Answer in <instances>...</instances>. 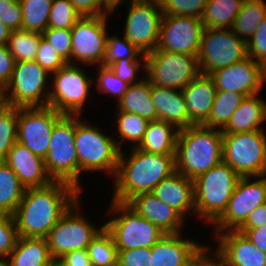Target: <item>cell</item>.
<instances>
[{"instance_id": "6da1fadb", "label": "cell", "mask_w": 266, "mask_h": 266, "mask_svg": "<svg viewBox=\"0 0 266 266\" xmlns=\"http://www.w3.org/2000/svg\"><path fill=\"white\" fill-rule=\"evenodd\" d=\"M81 192L63 181L41 188L25 189L13 214L18 237L46 238Z\"/></svg>"}, {"instance_id": "7a4b0ae2", "label": "cell", "mask_w": 266, "mask_h": 266, "mask_svg": "<svg viewBox=\"0 0 266 266\" xmlns=\"http://www.w3.org/2000/svg\"><path fill=\"white\" fill-rule=\"evenodd\" d=\"M127 155L120 151L113 201L127 203L136 195L152 193L163 179L176 172L175 155L148 153L137 147Z\"/></svg>"}, {"instance_id": "3957f363", "label": "cell", "mask_w": 266, "mask_h": 266, "mask_svg": "<svg viewBox=\"0 0 266 266\" xmlns=\"http://www.w3.org/2000/svg\"><path fill=\"white\" fill-rule=\"evenodd\" d=\"M176 171L194 180L223 162L220 129L192 125L180 130L175 153Z\"/></svg>"}, {"instance_id": "277c9868", "label": "cell", "mask_w": 266, "mask_h": 266, "mask_svg": "<svg viewBox=\"0 0 266 266\" xmlns=\"http://www.w3.org/2000/svg\"><path fill=\"white\" fill-rule=\"evenodd\" d=\"M75 148L79 161V178L82 173L103 172L114 178L118 169L120 150L115 137L106 135L98 126L89 125L77 115Z\"/></svg>"}, {"instance_id": "5b68a950", "label": "cell", "mask_w": 266, "mask_h": 266, "mask_svg": "<svg viewBox=\"0 0 266 266\" xmlns=\"http://www.w3.org/2000/svg\"><path fill=\"white\" fill-rule=\"evenodd\" d=\"M239 179L240 176L224 162L195 178L194 216L212 224L226 209Z\"/></svg>"}, {"instance_id": "8992f818", "label": "cell", "mask_w": 266, "mask_h": 266, "mask_svg": "<svg viewBox=\"0 0 266 266\" xmlns=\"http://www.w3.org/2000/svg\"><path fill=\"white\" fill-rule=\"evenodd\" d=\"M77 115H64L51 133L48 154L44 159L46 170L53 181H63L82 190L79 184V161L75 148Z\"/></svg>"}, {"instance_id": "52a82bcc", "label": "cell", "mask_w": 266, "mask_h": 266, "mask_svg": "<svg viewBox=\"0 0 266 266\" xmlns=\"http://www.w3.org/2000/svg\"><path fill=\"white\" fill-rule=\"evenodd\" d=\"M109 207L107 214L116 215L117 213V217L105 222L104 226L111 233L118 250L151 248L165 234L155 224L138 215L126 203L112 200Z\"/></svg>"}, {"instance_id": "ba28073f", "label": "cell", "mask_w": 266, "mask_h": 266, "mask_svg": "<svg viewBox=\"0 0 266 266\" xmlns=\"http://www.w3.org/2000/svg\"><path fill=\"white\" fill-rule=\"evenodd\" d=\"M223 162L240 177L266 175L264 131L223 134Z\"/></svg>"}, {"instance_id": "9c48e42d", "label": "cell", "mask_w": 266, "mask_h": 266, "mask_svg": "<svg viewBox=\"0 0 266 266\" xmlns=\"http://www.w3.org/2000/svg\"><path fill=\"white\" fill-rule=\"evenodd\" d=\"M49 106L63 115H80L84 111L94 79L87 76L85 69L67 63L51 74ZM93 83V84H92Z\"/></svg>"}, {"instance_id": "30bf717a", "label": "cell", "mask_w": 266, "mask_h": 266, "mask_svg": "<svg viewBox=\"0 0 266 266\" xmlns=\"http://www.w3.org/2000/svg\"><path fill=\"white\" fill-rule=\"evenodd\" d=\"M146 78L153 85L182 90L201 72L198 56L156 48L146 55Z\"/></svg>"}, {"instance_id": "8fae6325", "label": "cell", "mask_w": 266, "mask_h": 266, "mask_svg": "<svg viewBox=\"0 0 266 266\" xmlns=\"http://www.w3.org/2000/svg\"><path fill=\"white\" fill-rule=\"evenodd\" d=\"M81 199H77L48 233L46 240L50 254L58 260L64 254L87 249L92 239L104 227H95L86 215H81ZM85 216V217H84Z\"/></svg>"}, {"instance_id": "7c38bea8", "label": "cell", "mask_w": 266, "mask_h": 266, "mask_svg": "<svg viewBox=\"0 0 266 266\" xmlns=\"http://www.w3.org/2000/svg\"><path fill=\"white\" fill-rule=\"evenodd\" d=\"M51 75L34 61L15 62L10 82L6 86L7 101L14 107L49 106Z\"/></svg>"}, {"instance_id": "4fadbf2b", "label": "cell", "mask_w": 266, "mask_h": 266, "mask_svg": "<svg viewBox=\"0 0 266 266\" xmlns=\"http://www.w3.org/2000/svg\"><path fill=\"white\" fill-rule=\"evenodd\" d=\"M197 56L201 74L210 75L245 59L247 45L231 29L204 28Z\"/></svg>"}, {"instance_id": "5bb4252c", "label": "cell", "mask_w": 266, "mask_h": 266, "mask_svg": "<svg viewBox=\"0 0 266 266\" xmlns=\"http://www.w3.org/2000/svg\"><path fill=\"white\" fill-rule=\"evenodd\" d=\"M255 178L254 181L251 179ZM266 203V175L240 177L224 212L212 223L216 234L237 230L248 215Z\"/></svg>"}, {"instance_id": "9a60e30c", "label": "cell", "mask_w": 266, "mask_h": 266, "mask_svg": "<svg viewBox=\"0 0 266 266\" xmlns=\"http://www.w3.org/2000/svg\"><path fill=\"white\" fill-rule=\"evenodd\" d=\"M108 16H81L76 21L71 28L72 64L78 61L82 66L102 65L109 34Z\"/></svg>"}, {"instance_id": "2e32d148", "label": "cell", "mask_w": 266, "mask_h": 266, "mask_svg": "<svg viewBox=\"0 0 266 266\" xmlns=\"http://www.w3.org/2000/svg\"><path fill=\"white\" fill-rule=\"evenodd\" d=\"M63 116L50 106L18 107L17 141L44 160L53 128Z\"/></svg>"}, {"instance_id": "e0dca14e", "label": "cell", "mask_w": 266, "mask_h": 266, "mask_svg": "<svg viewBox=\"0 0 266 266\" xmlns=\"http://www.w3.org/2000/svg\"><path fill=\"white\" fill-rule=\"evenodd\" d=\"M204 28L198 17L163 15L157 48L197 56Z\"/></svg>"}, {"instance_id": "ac0fdd59", "label": "cell", "mask_w": 266, "mask_h": 266, "mask_svg": "<svg viewBox=\"0 0 266 266\" xmlns=\"http://www.w3.org/2000/svg\"><path fill=\"white\" fill-rule=\"evenodd\" d=\"M124 37L147 55L157 48L163 12L154 4L128 1ZM130 5V6H129Z\"/></svg>"}, {"instance_id": "d6986e66", "label": "cell", "mask_w": 266, "mask_h": 266, "mask_svg": "<svg viewBox=\"0 0 266 266\" xmlns=\"http://www.w3.org/2000/svg\"><path fill=\"white\" fill-rule=\"evenodd\" d=\"M217 91H234L245 96L260 93L265 86L266 68L249 56L209 75Z\"/></svg>"}, {"instance_id": "ffe728a7", "label": "cell", "mask_w": 266, "mask_h": 266, "mask_svg": "<svg viewBox=\"0 0 266 266\" xmlns=\"http://www.w3.org/2000/svg\"><path fill=\"white\" fill-rule=\"evenodd\" d=\"M214 238L218 243L214 253L223 266H266V252L258 249L245 234L228 230Z\"/></svg>"}, {"instance_id": "44dd1931", "label": "cell", "mask_w": 266, "mask_h": 266, "mask_svg": "<svg viewBox=\"0 0 266 266\" xmlns=\"http://www.w3.org/2000/svg\"><path fill=\"white\" fill-rule=\"evenodd\" d=\"M181 233L164 234L151 247L152 266H190L208 246L183 238Z\"/></svg>"}, {"instance_id": "7402d4cb", "label": "cell", "mask_w": 266, "mask_h": 266, "mask_svg": "<svg viewBox=\"0 0 266 266\" xmlns=\"http://www.w3.org/2000/svg\"><path fill=\"white\" fill-rule=\"evenodd\" d=\"M3 160L17 175L25 189L41 188L53 182L46 170L44 160L18 141L11 147Z\"/></svg>"}, {"instance_id": "603a6c76", "label": "cell", "mask_w": 266, "mask_h": 266, "mask_svg": "<svg viewBox=\"0 0 266 266\" xmlns=\"http://www.w3.org/2000/svg\"><path fill=\"white\" fill-rule=\"evenodd\" d=\"M126 204L138 215L155 224L165 234H177L183 231L185 219L152 193L136 195Z\"/></svg>"}, {"instance_id": "cb8c5ba5", "label": "cell", "mask_w": 266, "mask_h": 266, "mask_svg": "<svg viewBox=\"0 0 266 266\" xmlns=\"http://www.w3.org/2000/svg\"><path fill=\"white\" fill-rule=\"evenodd\" d=\"M152 194L177 211L184 219L187 214H195L193 180L180 172H174L163 179Z\"/></svg>"}, {"instance_id": "d4e9b609", "label": "cell", "mask_w": 266, "mask_h": 266, "mask_svg": "<svg viewBox=\"0 0 266 266\" xmlns=\"http://www.w3.org/2000/svg\"><path fill=\"white\" fill-rule=\"evenodd\" d=\"M151 98L158 120H163L179 131L195 125L189 117L182 90L151 84Z\"/></svg>"}, {"instance_id": "484cf974", "label": "cell", "mask_w": 266, "mask_h": 266, "mask_svg": "<svg viewBox=\"0 0 266 266\" xmlns=\"http://www.w3.org/2000/svg\"><path fill=\"white\" fill-rule=\"evenodd\" d=\"M216 87L209 75L200 74L182 89L190 120L203 124L209 117L216 95Z\"/></svg>"}, {"instance_id": "4316f807", "label": "cell", "mask_w": 266, "mask_h": 266, "mask_svg": "<svg viewBox=\"0 0 266 266\" xmlns=\"http://www.w3.org/2000/svg\"><path fill=\"white\" fill-rule=\"evenodd\" d=\"M259 93L246 96L234 111L223 134H235L264 130L261 124L266 121V101L259 98Z\"/></svg>"}, {"instance_id": "83f0119b", "label": "cell", "mask_w": 266, "mask_h": 266, "mask_svg": "<svg viewBox=\"0 0 266 266\" xmlns=\"http://www.w3.org/2000/svg\"><path fill=\"white\" fill-rule=\"evenodd\" d=\"M46 238L18 237L6 259L8 266H50L53 262Z\"/></svg>"}, {"instance_id": "f1b7e54d", "label": "cell", "mask_w": 266, "mask_h": 266, "mask_svg": "<svg viewBox=\"0 0 266 266\" xmlns=\"http://www.w3.org/2000/svg\"><path fill=\"white\" fill-rule=\"evenodd\" d=\"M179 130L163 120L149 121L138 149L154 154L175 155Z\"/></svg>"}, {"instance_id": "f546056e", "label": "cell", "mask_w": 266, "mask_h": 266, "mask_svg": "<svg viewBox=\"0 0 266 266\" xmlns=\"http://www.w3.org/2000/svg\"><path fill=\"white\" fill-rule=\"evenodd\" d=\"M117 104L119 111L136 113L148 121L158 120L151 98V82L147 78L140 83L129 85Z\"/></svg>"}, {"instance_id": "4dcf8cb0", "label": "cell", "mask_w": 266, "mask_h": 266, "mask_svg": "<svg viewBox=\"0 0 266 266\" xmlns=\"http://www.w3.org/2000/svg\"><path fill=\"white\" fill-rule=\"evenodd\" d=\"M245 0H207L201 17L205 28L231 29Z\"/></svg>"}, {"instance_id": "1f68e13d", "label": "cell", "mask_w": 266, "mask_h": 266, "mask_svg": "<svg viewBox=\"0 0 266 266\" xmlns=\"http://www.w3.org/2000/svg\"><path fill=\"white\" fill-rule=\"evenodd\" d=\"M265 18L266 2L264 0H245L231 30L247 43Z\"/></svg>"}, {"instance_id": "d6a6232c", "label": "cell", "mask_w": 266, "mask_h": 266, "mask_svg": "<svg viewBox=\"0 0 266 266\" xmlns=\"http://www.w3.org/2000/svg\"><path fill=\"white\" fill-rule=\"evenodd\" d=\"M25 188L4 160H0V213L13 215Z\"/></svg>"}, {"instance_id": "836d02e7", "label": "cell", "mask_w": 266, "mask_h": 266, "mask_svg": "<svg viewBox=\"0 0 266 266\" xmlns=\"http://www.w3.org/2000/svg\"><path fill=\"white\" fill-rule=\"evenodd\" d=\"M245 97L234 91H216L211 113L202 125L222 130Z\"/></svg>"}, {"instance_id": "e575fe53", "label": "cell", "mask_w": 266, "mask_h": 266, "mask_svg": "<svg viewBox=\"0 0 266 266\" xmlns=\"http://www.w3.org/2000/svg\"><path fill=\"white\" fill-rule=\"evenodd\" d=\"M116 126L117 139L115 141L120 151L123 142H130L132 148H136L142 142L149 121L136 113L117 111ZM120 139V141H119Z\"/></svg>"}, {"instance_id": "d590c367", "label": "cell", "mask_w": 266, "mask_h": 266, "mask_svg": "<svg viewBox=\"0 0 266 266\" xmlns=\"http://www.w3.org/2000/svg\"><path fill=\"white\" fill-rule=\"evenodd\" d=\"M92 266H117L118 249L105 226L87 246Z\"/></svg>"}, {"instance_id": "8d00e7d4", "label": "cell", "mask_w": 266, "mask_h": 266, "mask_svg": "<svg viewBox=\"0 0 266 266\" xmlns=\"http://www.w3.org/2000/svg\"><path fill=\"white\" fill-rule=\"evenodd\" d=\"M42 34L26 30H12L6 47L16 62L34 61Z\"/></svg>"}, {"instance_id": "74e56055", "label": "cell", "mask_w": 266, "mask_h": 266, "mask_svg": "<svg viewBox=\"0 0 266 266\" xmlns=\"http://www.w3.org/2000/svg\"><path fill=\"white\" fill-rule=\"evenodd\" d=\"M22 7V30L42 33L48 27L53 0H19Z\"/></svg>"}, {"instance_id": "f35d334b", "label": "cell", "mask_w": 266, "mask_h": 266, "mask_svg": "<svg viewBox=\"0 0 266 266\" xmlns=\"http://www.w3.org/2000/svg\"><path fill=\"white\" fill-rule=\"evenodd\" d=\"M18 107L8 106L0 112V160L9 153L17 142Z\"/></svg>"}, {"instance_id": "ab89813d", "label": "cell", "mask_w": 266, "mask_h": 266, "mask_svg": "<svg viewBox=\"0 0 266 266\" xmlns=\"http://www.w3.org/2000/svg\"><path fill=\"white\" fill-rule=\"evenodd\" d=\"M122 38H119L117 35H108L105 57L101 66L109 67L118 60L139 59V57L143 55V53L124 36Z\"/></svg>"}, {"instance_id": "60d3db41", "label": "cell", "mask_w": 266, "mask_h": 266, "mask_svg": "<svg viewBox=\"0 0 266 266\" xmlns=\"http://www.w3.org/2000/svg\"><path fill=\"white\" fill-rule=\"evenodd\" d=\"M81 17L69 0H53L48 19V27L71 29Z\"/></svg>"}, {"instance_id": "b9f144b4", "label": "cell", "mask_w": 266, "mask_h": 266, "mask_svg": "<svg viewBox=\"0 0 266 266\" xmlns=\"http://www.w3.org/2000/svg\"><path fill=\"white\" fill-rule=\"evenodd\" d=\"M99 72H97L94 82L96 83V89L103 94H108L116 97L117 102L123 97V94L127 91L128 83L121 80L115 73L109 68L104 66H97Z\"/></svg>"}, {"instance_id": "7bdbcfd3", "label": "cell", "mask_w": 266, "mask_h": 266, "mask_svg": "<svg viewBox=\"0 0 266 266\" xmlns=\"http://www.w3.org/2000/svg\"><path fill=\"white\" fill-rule=\"evenodd\" d=\"M207 0H164L161 9L163 15H176L201 18Z\"/></svg>"}, {"instance_id": "ee69618b", "label": "cell", "mask_w": 266, "mask_h": 266, "mask_svg": "<svg viewBox=\"0 0 266 266\" xmlns=\"http://www.w3.org/2000/svg\"><path fill=\"white\" fill-rule=\"evenodd\" d=\"M42 37L53 46L55 51L67 63L72 64V35L71 29H57L47 27Z\"/></svg>"}, {"instance_id": "f6af8a7d", "label": "cell", "mask_w": 266, "mask_h": 266, "mask_svg": "<svg viewBox=\"0 0 266 266\" xmlns=\"http://www.w3.org/2000/svg\"><path fill=\"white\" fill-rule=\"evenodd\" d=\"M109 68L115 73L116 76L129 85L140 83L146 77V75H144V77H141L140 80H138L139 77L137 78L138 71L141 68L146 70V55L143 54L139 59L118 60L111 64Z\"/></svg>"}, {"instance_id": "bcb514c9", "label": "cell", "mask_w": 266, "mask_h": 266, "mask_svg": "<svg viewBox=\"0 0 266 266\" xmlns=\"http://www.w3.org/2000/svg\"><path fill=\"white\" fill-rule=\"evenodd\" d=\"M18 238L13 215L0 213V260H6Z\"/></svg>"}, {"instance_id": "7dc6e473", "label": "cell", "mask_w": 266, "mask_h": 266, "mask_svg": "<svg viewBox=\"0 0 266 266\" xmlns=\"http://www.w3.org/2000/svg\"><path fill=\"white\" fill-rule=\"evenodd\" d=\"M35 61L44 68L50 75L64 67L67 62L60 57L52 45L42 36L36 53Z\"/></svg>"}, {"instance_id": "c3c4849f", "label": "cell", "mask_w": 266, "mask_h": 266, "mask_svg": "<svg viewBox=\"0 0 266 266\" xmlns=\"http://www.w3.org/2000/svg\"><path fill=\"white\" fill-rule=\"evenodd\" d=\"M246 45L247 56L266 68V18L261 21L253 37Z\"/></svg>"}, {"instance_id": "681fc988", "label": "cell", "mask_w": 266, "mask_h": 266, "mask_svg": "<svg viewBox=\"0 0 266 266\" xmlns=\"http://www.w3.org/2000/svg\"><path fill=\"white\" fill-rule=\"evenodd\" d=\"M0 21L11 30L22 29V7L19 0H0Z\"/></svg>"}, {"instance_id": "f907efd6", "label": "cell", "mask_w": 266, "mask_h": 266, "mask_svg": "<svg viewBox=\"0 0 266 266\" xmlns=\"http://www.w3.org/2000/svg\"><path fill=\"white\" fill-rule=\"evenodd\" d=\"M117 266H152L151 248L118 250Z\"/></svg>"}, {"instance_id": "816d5d0a", "label": "cell", "mask_w": 266, "mask_h": 266, "mask_svg": "<svg viewBox=\"0 0 266 266\" xmlns=\"http://www.w3.org/2000/svg\"><path fill=\"white\" fill-rule=\"evenodd\" d=\"M15 62L6 45L0 46V85L6 87L10 82Z\"/></svg>"}, {"instance_id": "f5cc1de1", "label": "cell", "mask_w": 266, "mask_h": 266, "mask_svg": "<svg viewBox=\"0 0 266 266\" xmlns=\"http://www.w3.org/2000/svg\"><path fill=\"white\" fill-rule=\"evenodd\" d=\"M81 16L108 15L101 6L100 0H69Z\"/></svg>"}, {"instance_id": "db71d44e", "label": "cell", "mask_w": 266, "mask_h": 266, "mask_svg": "<svg viewBox=\"0 0 266 266\" xmlns=\"http://www.w3.org/2000/svg\"><path fill=\"white\" fill-rule=\"evenodd\" d=\"M58 260L65 266H92L87 249L68 252Z\"/></svg>"}, {"instance_id": "11a10c76", "label": "cell", "mask_w": 266, "mask_h": 266, "mask_svg": "<svg viewBox=\"0 0 266 266\" xmlns=\"http://www.w3.org/2000/svg\"><path fill=\"white\" fill-rule=\"evenodd\" d=\"M266 224V203L256 207L238 229L257 228Z\"/></svg>"}, {"instance_id": "9f6ffc18", "label": "cell", "mask_w": 266, "mask_h": 266, "mask_svg": "<svg viewBox=\"0 0 266 266\" xmlns=\"http://www.w3.org/2000/svg\"><path fill=\"white\" fill-rule=\"evenodd\" d=\"M238 232L245 234L258 249L266 252V224L251 229H237Z\"/></svg>"}, {"instance_id": "6f0895ef", "label": "cell", "mask_w": 266, "mask_h": 266, "mask_svg": "<svg viewBox=\"0 0 266 266\" xmlns=\"http://www.w3.org/2000/svg\"><path fill=\"white\" fill-rule=\"evenodd\" d=\"M210 250V247L207 246L190 266H223L221 259ZM211 252L213 253V256Z\"/></svg>"}, {"instance_id": "680465c9", "label": "cell", "mask_w": 266, "mask_h": 266, "mask_svg": "<svg viewBox=\"0 0 266 266\" xmlns=\"http://www.w3.org/2000/svg\"><path fill=\"white\" fill-rule=\"evenodd\" d=\"M129 0H125L128 2ZM102 9L108 14L111 15L121 4L125 3L124 0H100Z\"/></svg>"}, {"instance_id": "91938a15", "label": "cell", "mask_w": 266, "mask_h": 266, "mask_svg": "<svg viewBox=\"0 0 266 266\" xmlns=\"http://www.w3.org/2000/svg\"><path fill=\"white\" fill-rule=\"evenodd\" d=\"M11 29L0 21V46H5L10 36Z\"/></svg>"}, {"instance_id": "94428289", "label": "cell", "mask_w": 266, "mask_h": 266, "mask_svg": "<svg viewBox=\"0 0 266 266\" xmlns=\"http://www.w3.org/2000/svg\"><path fill=\"white\" fill-rule=\"evenodd\" d=\"M8 106L9 104L7 101L6 87L0 85V112Z\"/></svg>"}, {"instance_id": "6125c7cd", "label": "cell", "mask_w": 266, "mask_h": 266, "mask_svg": "<svg viewBox=\"0 0 266 266\" xmlns=\"http://www.w3.org/2000/svg\"><path fill=\"white\" fill-rule=\"evenodd\" d=\"M129 1L135 3L154 4L161 7L164 0H129Z\"/></svg>"}, {"instance_id": "be15d7a7", "label": "cell", "mask_w": 266, "mask_h": 266, "mask_svg": "<svg viewBox=\"0 0 266 266\" xmlns=\"http://www.w3.org/2000/svg\"><path fill=\"white\" fill-rule=\"evenodd\" d=\"M50 266H65V265L61 263L59 260H53Z\"/></svg>"}, {"instance_id": "e7e4bbea", "label": "cell", "mask_w": 266, "mask_h": 266, "mask_svg": "<svg viewBox=\"0 0 266 266\" xmlns=\"http://www.w3.org/2000/svg\"><path fill=\"white\" fill-rule=\"evenodd\" d=\"M0 266H8L6 260H0Z\"/></svg>"}]
</instances>
